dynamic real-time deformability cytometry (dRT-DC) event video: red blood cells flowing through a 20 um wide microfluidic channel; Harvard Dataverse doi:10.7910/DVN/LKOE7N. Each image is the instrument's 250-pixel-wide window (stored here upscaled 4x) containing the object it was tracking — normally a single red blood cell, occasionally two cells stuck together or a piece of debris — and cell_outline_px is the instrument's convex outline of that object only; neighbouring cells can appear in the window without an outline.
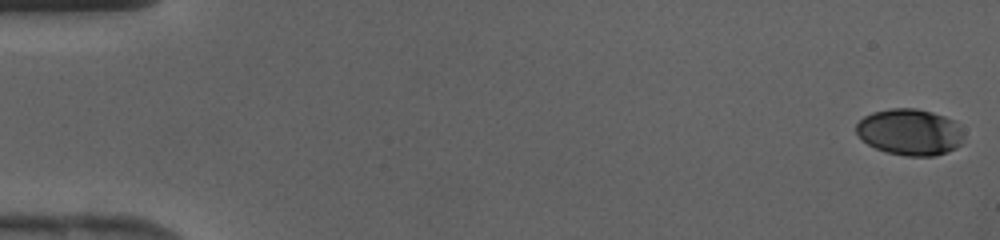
{"species": "human", "species_latin": "Homo sapiens", "temperature_condition": "cold", "stored_images_in_passage": 43, "camera_frame_rate_fps": 3000, "um_per_image_px": 0.085, "donor": {"sex": "female"}, "frame": {"image": 1, "passage_image": 1, "time_ms": 0.0, "image_size_px": [1000, 240], "cell_outline_px": [[964, 136], [960, 144], [956, 148], [948, 152], [936, 156], [904, 156], [888, 152], [876, 148], [868, 144], [856, 132], [856, 124], [864, 116], [872, 112], [892, 108], [916, 108], [932, 112], [944, 116], [952, 120], [964, 132]], "centroid_in_image_um": [77.35, 11.23], "position_along_channel_um": 7.6, "area_um2": 29.07}}
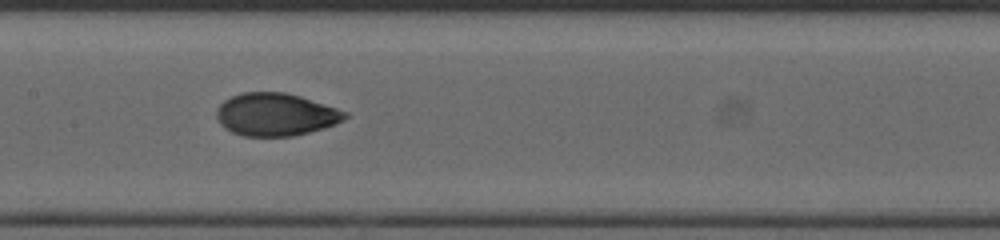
{"frame": {"image": 2, "passage_image": 22, "time_ms": 7.0, "image_size_px": [1000, 240], "cell_outline_px": [[348, 116], [344, 120], [336, 124], [324, 128], [292, 136], [244, 136], [232, 132], [224, 128], [220, 124], [216, 116], [216, 108], [224, 100], [232, 96], [244, 92], [284, 92], [300, 96], [348, 112]], "centroid_in_image_um": [23.42, 9.73], "position_along_channel_um": 184.0, "area_um2": 31.96}}
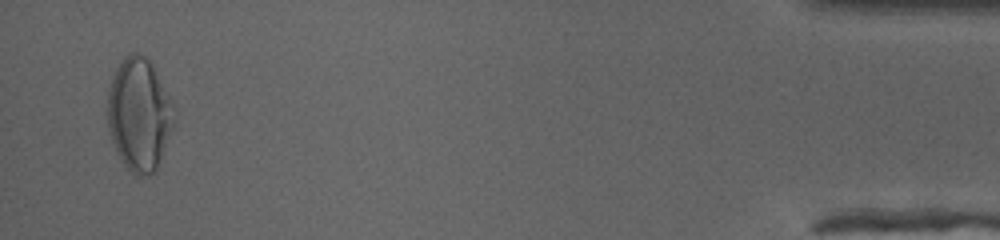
{"frame": {"image": 3, "passage_image": 42, "time_ms": 13.667, "image_size_px": [1000, 240], "cell_outline_px": [[176, 120], [160, 160], [156, 168], [152, 172], [144, 176], [136, 176], [124, 164], [116, 152], [108, 128], [108, 92], [112, 76], [116, 68], [124, 56], [128, 52], [136, 52], [144, 56], [152, 64], [172, 100]], "centroid_in_image_um": [11.83, 9.7], "position_along_channel_um": 423.4, "area_um2": 43.75}}